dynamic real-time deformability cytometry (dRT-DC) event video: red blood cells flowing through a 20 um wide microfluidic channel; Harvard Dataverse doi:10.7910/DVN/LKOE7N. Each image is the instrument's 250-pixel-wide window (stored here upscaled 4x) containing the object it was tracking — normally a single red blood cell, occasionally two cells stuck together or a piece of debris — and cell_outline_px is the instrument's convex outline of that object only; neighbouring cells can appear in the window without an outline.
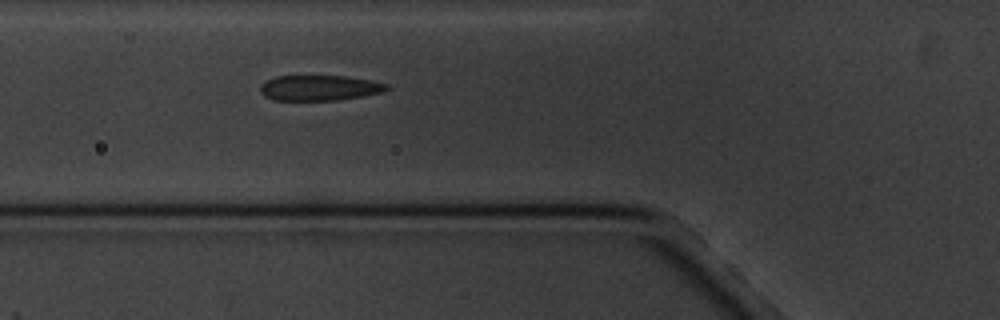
{"species": "common noctule bat (a hibernating species)", "species_latin": "Nyctalus noctula", "temperature_condition": "cold", "stored_images_in_passage": 3, "camera_frame_rate_fps": 3000, "um_per_image_px": 0.085, "animal": {"sex": "male", "body_mass_g": 20.1, "forearm_length_mm": 53.5}, "frame": {"image": 1, "passage_image": 3, "time_ms": 2.333, "image_size_px": [1000, 320], "cell_outline_px": [[388, 88], [380, 92], [360, 96], [336, 100], [272, 100], [264, 96], [260, 92], [260, 84], [276, 76], [348, 76], [388, 84]], "centroid_in_image_um": [27.08, 7.47], "position_along_channel_um": 98.7, "area_um2": 18.5}}